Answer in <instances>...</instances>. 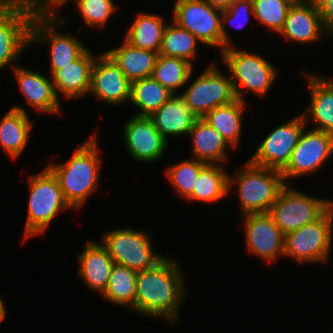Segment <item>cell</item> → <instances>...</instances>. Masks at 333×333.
Segmentation results:
<instances>
[{"label": "cell", "instance_id": "5b68a950", "mask_svg": "<svg viewBox=\"0 0 333 333\" xmlns=\"http://www.w3.org/2000/svg\"><path fill=\"white\" fill-rule=\"evenodd\" d=\"M221 57L231 72V81L237 99L246 100L243 89L253 92L259 97H264L269 93L278 73L270 61L256 53L238 50L232 46L221 51Z\"/></svg>", "mask_w": 333, "mask_h": 333}, {"label": "cell", "instance_id": "e575fe53", "mask_svg": "<svg viewBox=\"0 0 333 333\" xmlns=\"http://www.w3.org/2000/svg\"><path fill=\"white\" fill-rule=\"evenodd\" d=\"M252 4L253 18L265 25L269 32L279 34L292 3L287 0H252Z\"/></svg>", "mask_w": 333, "mask_h": 333}, {"label": "cell", "instance_id": "836d02e7", "mask_svg": "<svg viewBox=\"0 0 333 333\" xmlns=\"http://www.w3.org/2000/svg\"><path fill=\"white\" fill-rule=\"evenodd\" d=\"M207 163L191 158L171 164L166 170V177L171 185L185 200L192 194L201 169Z\"/></svg>", "mask_w": 333, "mask_h": 333}, {"label": "cell", "instance_id": "6da1fadb", "mask_svg": "<svg viewBox=\"0 0 333 333\" xmlns=\"http://www.w3.org/2000/svg\"><path fill=\"white\" fill-rule=\"evenodd\" d=\"M171 258L166 257L154 269L138 272L135 303L130 310L146 317L166 319L173 325L179 321L180 306L189 294L182 268Z\"/></svg>", "mask_w": 333, "mask_h": 333}, {"label": "cell", "instance_id": "ffe728a7", "mask_svg": "<svg viewBox=\"0 0 333 333\" xmlns=\"http://www.w3.org/2000/svg\"><path fill=\"white\" fill-rule=\"evenodd\" d=\"M303 73L307 78L310 106L302 114L306 122L310 118L316 123L313 129L333 134V79L320 74Z\"/></svg>", "mask_w": 333, "mask_h": 333}, {"label": "cell", "instance_id": "f35d334b", "mask_svg": "<svg viewBox=\"0 0 333 333\" xmlns=\"http://www.w3.org/2000/svg\"><path fill=\"white\" fill-rule=\"evenodd\" d=\"M321 20L324 29L333 38V0L329 2L321 11Z\"/></svg>", "mask_w": 333, "mask_h": 333}, {"label": "cell", "instance_id": "484cf974", "mask_svg": "<svg viewBox=\"0 0 333 333\" xmlns=\"http://www.w3.org/2000/svg\"><path fill=\"white\" fill-rule=\"evenodd\" d=\"M106 53L131 82L151 77L159 55L158 52L134 47L125 39L118 48L110 49Z\"/></svg>", "mask_w": 333, "mask_h": 333}, {"label": "cell", "instance_id": "7c38bea8", "mask_svg": "<svg viewBox=\"0 0 333 333\" xmlns=\"http://www.w3.org/2000/svg\"><path fill=\"white\" fill-rule=\"evenodd\" d=\"M172 21L187 29L201 44L221 48V15L223 10L212 7L204 0H176Z\"/></svg>", "mask_w": 333, "mask_h": 333}, {"label": "cell", "instance_id": "d590c367", "mask_svg": "<svg viewBox=\"0 0 333 333\" xmlns=\"http://www.w3.org/2000/svg\"><path fill=\"white\" fill-rule=\"evenodd\" d=\"M84 24L92 28H103L118 7L114 0H74Z\"/></svg>", "mask_w": 333, "mask_h": 333}, {"label": "cell", "instance_id": "8992f818", "mask_svg": "<svg viewBox=\"0 0 333 333\" xmlns=\"http://www.w3.org/2000/svg\"><path fill=\"white\" fill-rule=\"evenodd\" d=\"M333 243V205L317 220L285 235L284 255L297 263H327Z\"/></svg>", "mask_w": 333, "mask_h": 333}, {"label": "cell", "instance_id": "60d3db41", "mask_svg": "<svg viewBox=\"0 0 333 333\" xmlns=\"http://www.w3.org/2000/svg\"><path fill=\"white\" fill-rule=\"evenodd\" d=\"M302 2L321 11L331 0H302Z\"/></svg>", "mask_w": 333, "mask_h": 333}, {"label": "cell", "instance_id": "ba28073f", "mask_svg": "<svg viewBox=\"0 0 333 333\" xmlns=\"http://www.w3.org/2000/svg\"><path fill=\"white\" fill-rule=\"evenodd\" d=\"M65 21L59 13L34 14L30 24V44L38 42L49 46L50 76L66 64L77 60L88 49L72 33H61Z\"/></svg>", "mask_w": 333, "mask_h": 333}, {"label": "cell", "instance_id": "9c48e42d", "mask_svg": "<svg viewBox=\"0 0 333 333\" xmlns=\"http://www.w3.org/2000/svg\"><path fill=\"white\" fill-rule=\"evenodd\" d=\"M34 14L22 0H0V71L9 64L14 68L24 49L31 45Z\"/></svg>", "mask_w": 333, "mask_h": 333}, {"label": "cell", "instance_id": "f1b7e54d", "mask_svg": "<svg viewBox=\"0 0 333 333\" xmlns=\"http://www.w3.org/2000/svg\"><path fill=\"white\" fill-rule=\"evenodd\" d=\"M229 194V174L221 164H206L200 171L189 201L216 202Z\"/></svg>", "mask_w": 333, "mask_h": 333}, {"label": "cell", "instance_id": "2e32d148", "mask_svg": "<svg viewBox=\"0 0 333 333\" xmlns=\"http://www.w3.org/2000/svg\"><path fill=\"white\" fill-rule=\"evenodd\" d=\"M243 217L246 246L251 255L268 262H274L284 255L285 235L269 213L247 214Z\"/></svg>", "mask_w": 333, "mask_h": 333}, {"label": "cell", "instance_id": "7a4b0ae2", "mask_svg": "<svg viewBox=\"0 0 333 333\" xmlns=\"http://www.w3.org/2000/svg\"><path fill=\"white\" fill-rule=\"evenodd\" d=\"M96 133L84 144H78L65 163L47 167L57 177L65 200L73 209H79L99 187L100 157Z\"/></svg>", "mask_w": 333, "mask_h": 333}, {"label": "cell", "instance_id": "44dd1931", "mask_svg": "<svg viewBox=\"0 0 333 333\" xmlns=\"http://www.w3.org/2000/svg\"><path fill=\"white\" fill-rule=\"evenodd\" d=\"M95 57L87 49L77 60L58 69L53 75L55 92L67 100L86 96L90 90L91 70Z\"/></svg>", "mask_w": 333, "mask_h": 333}, {"label": "cell", "instance_id": "4fadbf2b", "mask_svg": "<svg viewBox=\"0 0 333 333\" xmlns=\"http://www.w3.org/2000/svg\"><path fill=\"white\" fill-rule=\"evenodd\" d=\"M306 126L303 114L279 125L261 141L248 160L257 166L282 171L289 163Z\"/></svg>", "mask_w": 333, "mask_h": 333}, {"label": "cell", "instance_id": "cb8c5ba5", "mask_svg": "<svg viewBox=\"0 0 333 333\" xmlns=\"http://www.w3.org/2000/svg\"><path fill=\"white\" fill-rule=\"evenodd\" d=\"M191 137V158L207 164H223L229 160L227 149L231 146L222 135L203 118H198L189 132Z\"/></svg>", "mask_w": 333, "mask_h": 333}, {"label": "cell", "instance_id": "3957f363", "mask_svg": "<svg viewBox=\"0 0 333 333\" xmlns=\"http://www.w3.org/2000/svg\"><path fill=\"white\" fill-rule=\"evenodd\" d=\"M235 185L240 212L247 215L268 213L287 184L280 170L257 166L248 160L243 168L236 169L235 176L229 174V191Z\"/></svg>", "mask_w": 333, "mask_h": 333}, {"label": "cell", "instance_id": "30bf717a", "mask_svg": "<svg viewBox=\"0 0 333 333\" xmlns=\"http://www.w3.org/2000/svg\"><path fill=\"white\" fill-rule=\"evenodd\" d=\"M332 205L333 200L306 195L287 184L268 213L286 235L319 219Z\"/></svg>", "mask_w": 333, "mask_h": 333}, {"label": "cell", "instance_id": "4316f807", "mask_svg": "<svg viewBox=\"0 0 333 333\" xmlns=\"http://www.w3.org/2000/svg\"><path fill=\"white\" fill-rule=\"evenodd\" d=\"M166 26L161 15L141 12L129 26L124 39L134 47L159 53Z\"/></svg>", "mask_w": 333, "mask_h": 333}, {"label": "cell", "instance_id": "d6986e66", "mask_svg": "<svg viewBox=\"0 0 333 333\" xmlns=\"http://www.w3.org/2000/svg\"><path fill=\"white\" fill-rule=\"evenodd\" d=\"M279 34L300 45H312L322 37L330 36L322 24L320 11L303 2L290 6L284 27Z\"/></svg>", "mask_w": 333, "mask_h": 333}, {"label": "cell", "instance_id": "8fae6325", "mask_svg": "<svg viewBox=\"0 0 333 333\" xmlns=\"http://www.w3.org/2000/svg\"><path fill=\"white\" fill-rule=\"evenodd\" d=\"M214 62L212 61L198 77H195L189 88L180 94L198 118H203L218 106L237 100L231 77L223 74Z\"/></svg>", "mask_w": 333, "mask_h": 333}, {"label": "cell", "instance_id": "e0dca14e", "mask_svg": "<svg viewBox=\"0 0 333 333\" xmlns=\"http://www.w3.org/2000/svg\"><path fill=\"white\" fill-rule=\"evenodd\" d=\"M123 132L127 152L141 163L156 162L162 158L169 144L149 116L134 115L124 125Z\"/></svg>", "mask_w": 333, "mask_h": 333}, {"label": "cell", "instance_id": "5bb4252c", "mask_svg": "<svg viewBox=\"0 0 333 333\" xmlns=\"http://www.w3.org/2000/svg\"><path fill=\"white\" fill-rule=\"evenodd\" d=\"M305 130L281 171L286 184H291L287 180L317 173L333 154V134L313 128Z\"/></svg>", "mask_w": 333, "mask_h": 333}, {"label": "cell", "instance_id": "1f68e13d", "mask_svg": "<svg viewBox=\"0 0 333 333\" xmlns=\"http://www.w3.org/2000/svg\"><path fill=\"white\" fill-rule=\"evenodd\" d=\"M137 274L138 272L115 263L108 285L102 293L104 299L116 305L131 308L135 303Z\"/></svg>", "mask_w": 333, "mask_h": 333}, {"label": "cell", "instance_id": "d4e9b609", "mask_svg": "<svg viewBox=\"0 0 333 333\" xmlns=\"http://www.w3.org/2000/svg\"><path fill=\"white\" fill-rule=\"evenodd\" d=\"M27 111L22 106H14L0 120V146L12 159L22 154L34 126Z\"/></svg>", "mask_w": 333, "mask_h": 333}, {"label": "cell", "instance_id": "4dcf8cb0", "mask_svg": "<svg viewBox=\"0 0 333 333\" xmlns=\"http://www.w3.org/2000/svg\"><path fill=\"white\" fill-rule=\"evenodd\" d=\"M193 64L179 57L158 55L151 77L174 95L187 84L193 73Z\"/></svg>", "mask_w": 333, "mask_h": 333}, {"label": "cell", "instance_id": "7402d4cb", "mask_svg": "<svg viewBox=\"0 0 333 333\" xmlns=\"http://www.w3.org/2000/svg\"><path fill=\"white\" fill-rule=\"evenodd\" d=\"M78 274L92 291L103 293L115 264L102 243L88 241L78 255Z\"/></svg>", "mask_w": 333, "mask_h": 333}, {"label": "cell", "instance_id": "ac0fdd59", "mask_svg": "<svg viewBox=\"0 0 333 333\" xmlns=\"http://www.w3.org/2000/svg\"><path fill=\"white\" fill-rule=\"evenodd\" d=\"M13 71L28 107L52 115L61 112V102L55 92L52 76L47 78L39 72L19 67V64Z\"/></svg>", "mask_w": 333, "mask_h": 333}, {"label": "cell", "instance_id": "52a82bcc", "mask_svg": "<svg viewBox=\"0 0 333 333\" xmlns=\"http://www.w3.org/2000/svg\"><path fill=\"white\" fill-rule=\"evenodd\" d=\"M148 232L133 228L109 230L101 239L117 264L136 272L154 269L166 257L154 251Z\"/></svg>", "mask_w": 333, "mask_h": 333}, {"label": "cell", "instance_id": "277c9868", "mask_svg": "<svg viewBox=\"0 0 333 333\" xmlns=\"http://www.w3.org/2000/svg\"><path fill=\"white\" fill-rule=\"evenodd\" d=\"M29 201L24 230V241L45 233L60 211L73 209L65 200L57 177L46 166L40 173L30 175Z\"/></svg>", "mask_w": 333, "mask_h": 333}, {"label": "cell", "instance_id": "f546056e", "mask_svg": "<svg viewBox=\"0 0 333 333\" xmlns=\"http://www.w3.org/2000/svg\"><path fill=\"white\" fill-rule=\"evenodd\" d=\"M173 95L152 77L131 82L130 102L140 110L137 116H150Z\"/></svg>", "mask_w": 333, "mask_h": 333}, {"label": "cell", "instance_id": "ab89813d", "mask_svg": "<svg viewBox=\"0 0 333 333\" xmlns=\"http://www.w3.org/2000/svg\"><path fill=\"white\" fill-rule=\"evenodd\" d=\"M208 4H210L212 7L226 10L230 7V5L236 1V0H204Z\"/></svg>", "mask_w": 333, "mask_h": 333}, {"label": "cell", "instance_id": "d6a6232c", "mask_svg": "<svg viewBox=\"0 0 333 333\" xmlns=\"http://www.w3.org/2000/svg\"><path fill=\"white\" fill-rule=\"evenodd\" d=\"M198 43L199 40L194 35L173 21L165 27L159 54L179 57L193 64Z\"/></svg>", "mask_w": 333, "mask_h": 333}, {"label": "cell", "instance_id": "83f0119b", "mask_svg": "<svg viewBox=\"0 0 333 333\" xmlns=\"http://www.w3.org/2000/svg\"><path fill=\"white\" fill-rule=\"evenodd\" d=\"M246 107L245 101L237 99L230 104L216 107L203 119L215 128L233 149H236L241 141L243 112Z\"/></svg>", "mask_w": 333, "mask_h": 333}, {"label": "cell", "instance_id": "8d00e7d4", "mask_svg": "<svg viewBox=\"0 0 333 333\" xmlns=\"http://www.w3.org/2000/svg\"><path fill=\"white\" fill-rule=\"evenodd\" d=\"M250 15L254 16L252 0H236L228 9L223 10L221 15L222 51L226 47L232 46L226 24L236 25L238 28L243 27L249 22ZM239 21L244 23L241 25ZM236 22L237 24H235Z\"/></svg>", "mask_w": 333, "mask_h": 333}, {"label": "cell", "instance_id": "74e56055", "mask_svg": "<svg viewBox=\"0 0 333 333\" xmlns=\"http://www.w3.org/2000/svg\"><path fill=\"white\" fill-rule=\"evenodd\" d=\"M35 14H58L56 11L64 7L69 0H22Z\"/></svg>", "mask_w": 333, "mask_h": 333}, {"label": "cell", "instance_id": "7bdbcfd3", "mask_svg": "<svg viewBox=\"0 0 333 333\" xmlns=\"http://www.w3.org/2000/svg\"><path fill=\"white\" fill-rule=\"evenodd\" d=\"M287 1L291 2L292 4L302 2V0H287Z\"/></svg>", "mask_w": 333, "mask_h": 333}, {"label": "cell", "instance_id": "9a60e30c", "mask_svg": "<svg viewBox=\"0 0 333 333\" xmlns=\"http://www.w3.org/2000/svg\"><path fill=\"white\" fill-rule=\"evenodd\" d=\"M92 96L110 105H123L131 98V81L106 53L96 56L90 79Z\"/></svg>", "mask_w": 333, "mask_h": 333}, {"label": "cell", "instance_id": "603a6c76", "mask_svg": "<svg viewBox=\"0 0 333 333\" xmlns=\"http://www.w3.org/2000/svg\"><path fill=\"white\" fill-rule=\"evenodd\" d=\"M149 117L166 140L168 136L189 135L194 122L198 119L179 94L173 95Z\"/></svg>", "mask_w": 333, "mask_h": 333}, {"label": "cell", "instance_id": "b9f144b4", "mask_svg": "<svg viewBox=\"0 0 333 333\" xmlns=\"http://www.w3.org/2000/svg\"><path fill=\"white\" fill-rule=\"evenodd\" d=\"M6 307L4 305V302L2 300V298L0 297V323L4 320L5 316H6Z\"/></svg>", "mask_w": 333, "mask_h": 333}]
</instances>
